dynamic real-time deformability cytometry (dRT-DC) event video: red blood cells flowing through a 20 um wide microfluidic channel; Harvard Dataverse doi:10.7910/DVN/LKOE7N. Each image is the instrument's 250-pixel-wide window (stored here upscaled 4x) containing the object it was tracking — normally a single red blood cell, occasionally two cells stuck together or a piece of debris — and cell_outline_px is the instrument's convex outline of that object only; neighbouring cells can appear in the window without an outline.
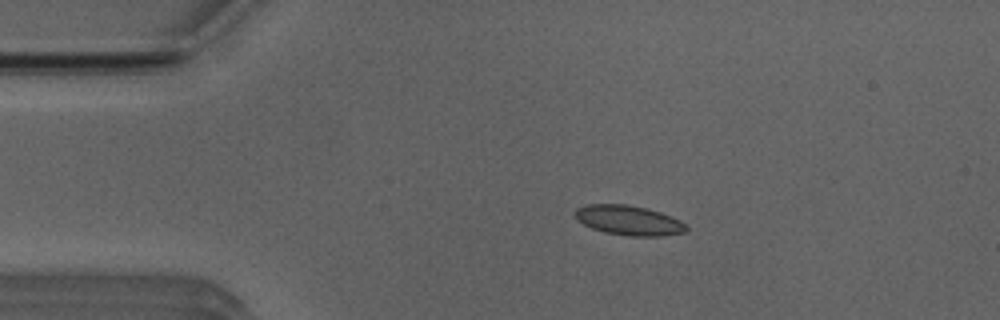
{"species": "Egyptian fruit bat (a non-hibernating species)", "species_latin": "Rousettus aegyptiacus", "temperature_condition": "room temperature", "stored_images_in_passage": 28, "camera_frame_rate_fps": 3000, "um_per_image_px": 0.085, "animal": {"sex": "male"}, "frame": {"image": 1, "passage_image": 1, "time_ms": 0.0, "image_size_px": [1000, 320], "cell_outline_px": [[688, 228], [684, 232], [664, 236], [628, 236], [604, 232], [592, 228], [576, 220], [572, 212], [576, 208], [588, 204], [628, 204], [660, 212], [680, 220], [688, 224]], "centroid_in_image_um": [53.42, 18.73], "position_along_channel_um": 31.6, "area_um2": 19.48}}
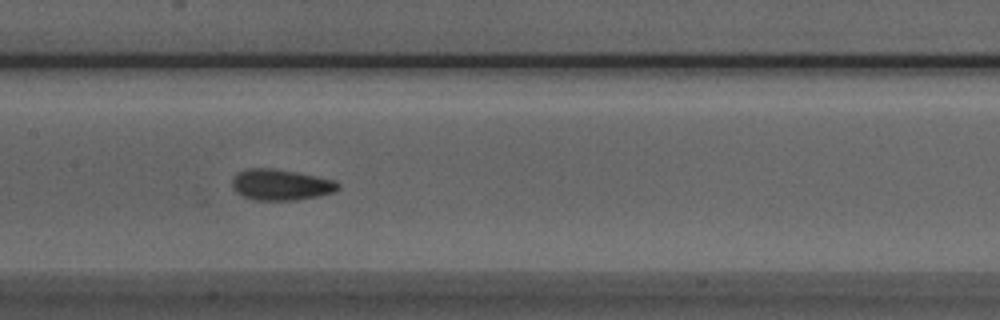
{"frame": {"image": 2, "passage_image": 16, "time_ms": 5.0, "image_size_px": [1000, 320], "cell_outline_px": [[340, 188], [332, 192], [320, 196], [296, 200], [252, 200], [236, 192], [232, 188], [232, 180], [244, 168], [272, 168], [296, 172], [336, 180], [340, 184]], "centroid_in_image_um": [23.88, 15.7], "position_along_channel_um": 183.5, "area_um2": 19.19}}
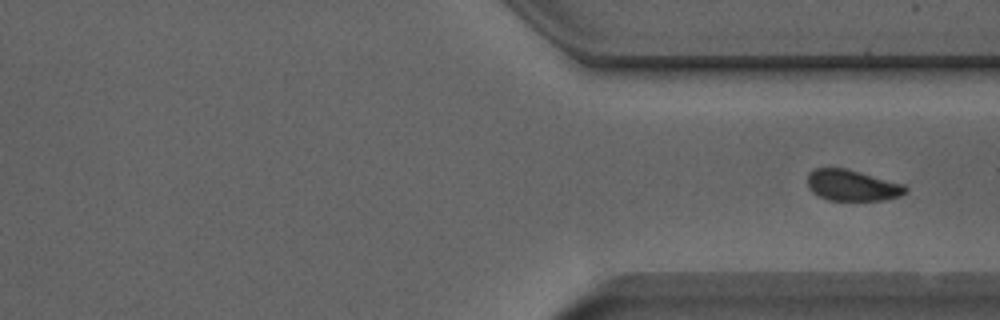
{"frame": {"image": 3, "passage_image": 28, "time_ms": 9.0, "image_size_px": [1000, 320], "cell_outline_px": [[908, 192], [900, 196], [884, 200], [828, 200], [812, 192], [808, 188], [808, 172], [816, 168], [848, 168], [904, 184], [908, 188]], "centroid_in_image_um": [72.46, 15.75], "position_along_channel_um": 338.9, "area_um2": 17.92}}